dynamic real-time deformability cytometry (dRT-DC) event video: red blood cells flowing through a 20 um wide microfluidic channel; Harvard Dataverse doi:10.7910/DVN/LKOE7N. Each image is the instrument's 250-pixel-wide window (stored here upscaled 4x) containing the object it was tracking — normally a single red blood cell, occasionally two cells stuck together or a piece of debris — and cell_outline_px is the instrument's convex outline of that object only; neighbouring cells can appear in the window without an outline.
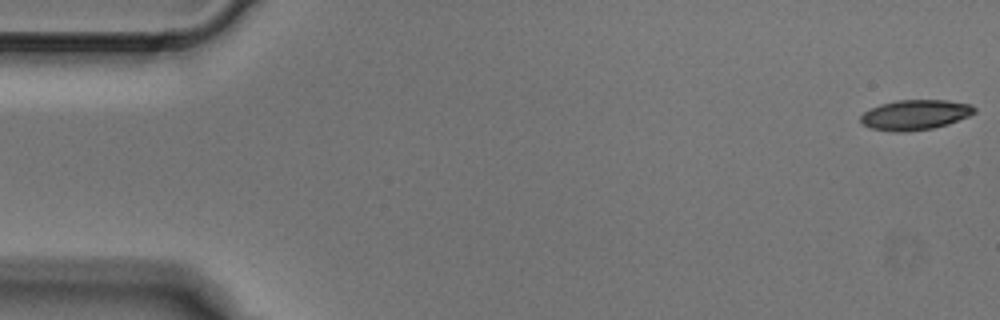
{"species": "Egyptian fruit bat (a non-hibernating species)", "species_latin": "Rousettus aegyptiacus", "temperature_condition": "cold", "stored_images_in_passage": 7, "camera_frame_rate_fps": 3000, "um_per_image_px": 0.085, "animal": {"sex": "male"}, "frame": {"image": 1, "passage_image": 1, "time_ms": 0.0, "image_size_px": [1000, 320], "cell_outline_px": [[976, 112], [968, 116], [948, 124], [932, 128], [904, 132], [892, 132], [872, 128], [864, 124], [860, 120], [860, 116], [864, 112], [880, 104], [896, 100], [948, 100], [972, 104], [976, 108]], "centroid_in_image_um": [77.81, 9.75], "position_along_channel_um": 7.2, "area_um2": 19.94}}
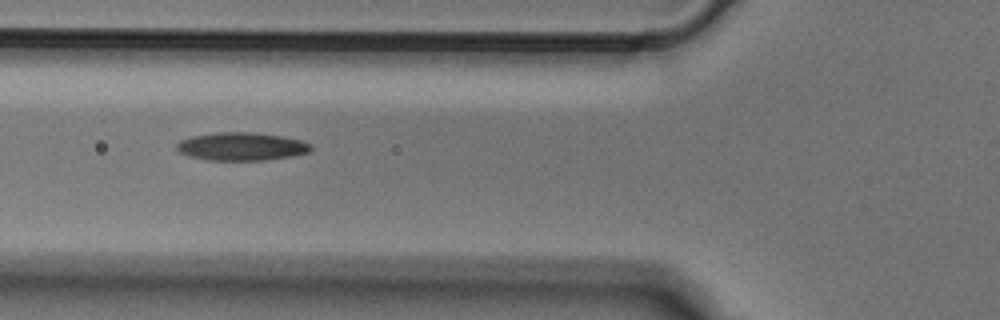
{"frame": {"image": 2, "passage_image": 5, "time_ms": 1.333, "image_size_px": [1000, 320], "cell_outline_px": [[312, 148], [308, 152], [292, 156], [268, 160], [208, 160], [188, 156], [180, 152], [176, 148], [176, 144], [180, 140], [192, 136], [216, 132], [252, 132], [280, 136], [304, 140], [312, 144]], "centroid_in_image_um": [20.54, 12.45], "position_along_channel_um": 105.3, "area_um2": 22.08}}
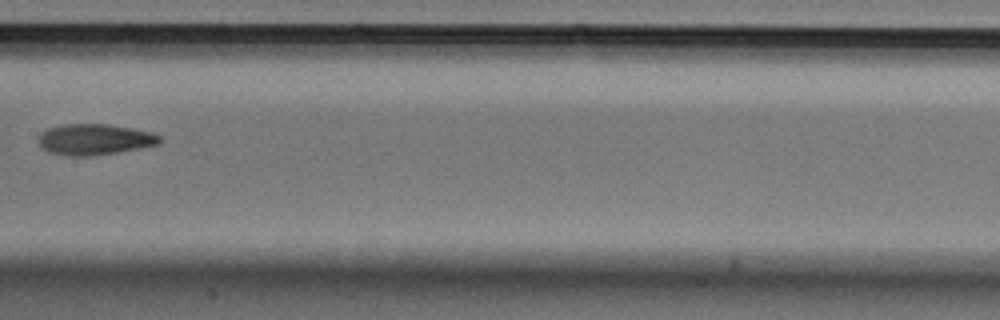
{"frame": {"image": 3, "passage_image": 7, "time_ms": 2.0, "image_size_px": [1000, 320], "cell_outline_px": [[160, 144], [140, 148], [92, 156], [64, 156], [48, 152], [40, 148], [40, 136], [48, 128], [64, 124], [108, 124], [132, 128], [152, 132], [160, 136]], "centroid_in_image_um": [8.04, 11.86], "position_along_channel_um": 199.4, "area_um2": 21.85}}